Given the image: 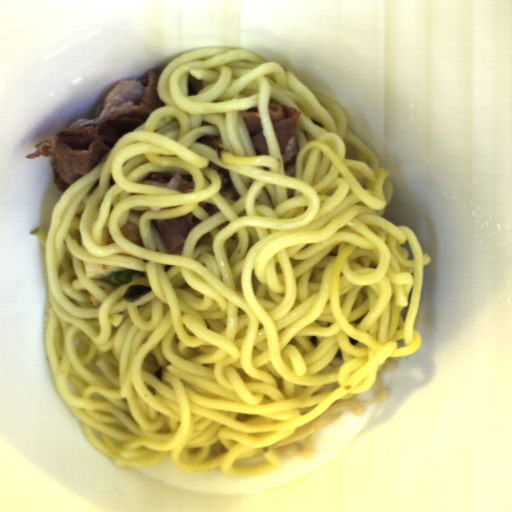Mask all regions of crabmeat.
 Segmentation results:
<instances>
[{
    "instance_id": "1",
    "label": "crabmeat",
    "mask_w": 512,
    "mask_h": 512,
    "mask_svg": "<svg viewBox=\"0 0 512 512\" xmlns=\"http://www.w3.org/2000/svg\"><path fill=\"white\" fill-rule=\"evenodd\" d=\"M85 275L89 281H96L103 279L104 276H111V272H124L128 271L129 268L121 266H104L97 264H87L83 261Z\"/></svg>"
},
{
    "instance_id": "2",
    "label": "crabmeat",
    "mask_w": 512,
    "mask_h": 512,
    "mask_svg": "<svg viewBox=\"0 0 512 512\" xmlns=\"http://www.w3.org/2000/svg\"><path fill=\"white\" fill-rule=\"evenodd\" d=\"M88 294H89V300H90V303L93 305V307H97L98 309H101L102 305H103V302L102 300L96 298L92 293H90L88 291Z\"/></svg>"
}]
</instances>
